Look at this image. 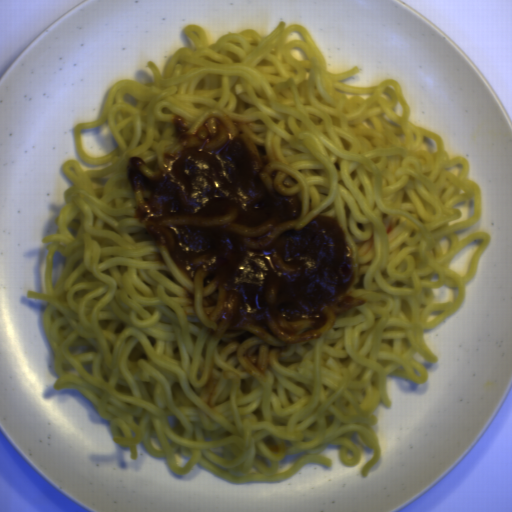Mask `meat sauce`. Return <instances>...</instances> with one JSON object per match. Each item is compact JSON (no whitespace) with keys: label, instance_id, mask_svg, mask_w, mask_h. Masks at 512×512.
I'll return each mask as SVG.
<instances>
[{"label":"meat sauce","instance_id":"meat-sauce-1","mask_svg":"<svg viewBox=\"0 0 512 512\" xmlns=\"http://www.w3.org/2000/svg\"><path fill=\"white\" fill-rule=\"evenodd\" d=\"M170 146L127 161L133 214L186 281L185 325L202 354L190 382L214 409L223 383L261 382L291 350L367 301L353 292L356 253L339 221L306 217L303 184L251 117L204 109L172 116Z\"/></svg>","mask_w":512,"mask_h":512}]
</instances>
